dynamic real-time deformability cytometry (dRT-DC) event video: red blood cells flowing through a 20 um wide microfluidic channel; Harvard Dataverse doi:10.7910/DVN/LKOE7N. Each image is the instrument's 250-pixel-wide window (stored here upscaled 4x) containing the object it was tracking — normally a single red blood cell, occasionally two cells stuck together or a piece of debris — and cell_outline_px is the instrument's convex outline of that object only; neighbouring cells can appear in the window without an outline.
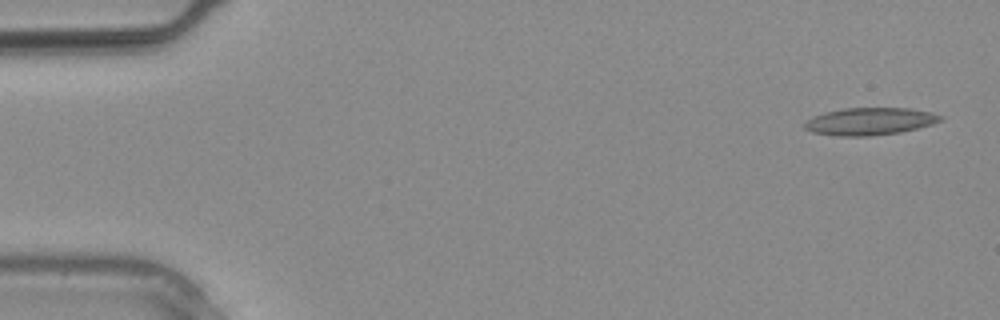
{"species": "common noctule bat (a hibernating species)", "species_latin": "Nyctalus noctula", "temperature_condition": "warm", "stored_images_in_passage": 19, "camera_frame_rate_fps": 3000, "um_per_image_px": 0.085, "animal": {"sex": "male", "body_mass_g": 20.4}, "frame": {"image": 1, "passage_image": 1, "time_ms": 0.0, "image_size_px": [1000, 320], "cell_outline_px": [[944, 120], [932, 124], [900, 132], [868, 136], [840, 136], [812, 132], [804, 128], [804, 124], [812, 116], [824, 112], [844, 108], [912, 108], [932, 112], [944, 116]], "centroid_in_image_um": [73.96, 10.3], "position_along_channel_um": 11.0, "area_um2": 21.73}}
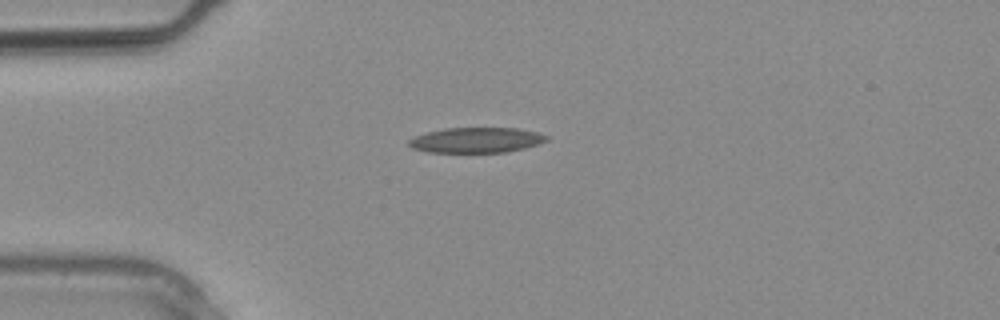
{"frame": {"image": 2, "passage_image": 7, "time_ms": 2.0, "image_size_px": [1000, 320], "cell_outline_px": [[548, 140], [524, 148], [504, 152], [428, 152], [412, 148], [408, 144], [408, 140], [416, 136], [428, 132], [444, 128], [516, 128], [536, 132], [548, 136]], "centroid_in_image_um": [40.46, 11.9], "position_along_channel_um": 44.5, "area_um2": 20.06}}